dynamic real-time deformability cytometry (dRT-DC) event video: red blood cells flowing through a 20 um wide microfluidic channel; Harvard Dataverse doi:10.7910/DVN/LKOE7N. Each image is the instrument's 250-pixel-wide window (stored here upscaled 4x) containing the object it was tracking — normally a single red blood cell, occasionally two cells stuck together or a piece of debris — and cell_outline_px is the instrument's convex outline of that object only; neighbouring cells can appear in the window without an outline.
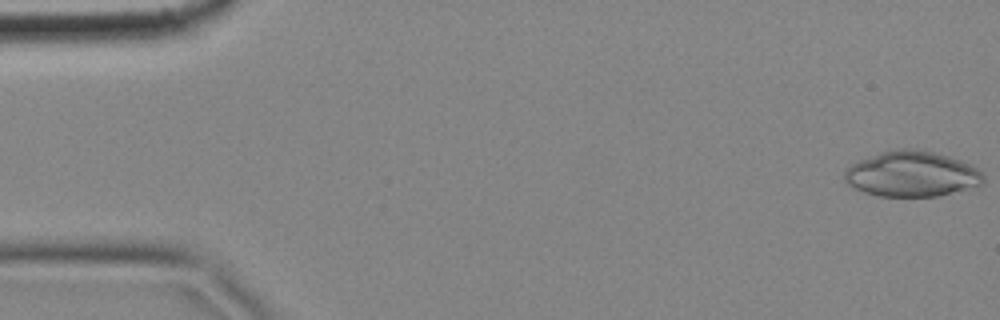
{"species": "common noctule bat (a hibernating species)", "species_latin": "Nyctalus noctula", "temperature_condition": "cold", "stored_images_in_passage": 4, "camera_frame_rate_fps": 3000, "um_per_image_px": 0.085, "animal": {"sex": "female", "body_mass_g": 18.4}, "frame": {"image": 1, "passage_image": 1, "time_ms": 0.0, "image_size_px": [1000, 320], "cell_outline_px": [[984, 184], [936, 196], [880, 196], [864, 192], [848, 184], [844, 180], [844, 172], [852, 164], [860, 160], [880, 152], [900, 148], [916, 148], [948, 156], [968, 164], [976, 168], [984, 176]], "centroid_in_image_um": [77.49, 14.78], "position_along_channel_um": 7.5, "area_um2": 36.41}}